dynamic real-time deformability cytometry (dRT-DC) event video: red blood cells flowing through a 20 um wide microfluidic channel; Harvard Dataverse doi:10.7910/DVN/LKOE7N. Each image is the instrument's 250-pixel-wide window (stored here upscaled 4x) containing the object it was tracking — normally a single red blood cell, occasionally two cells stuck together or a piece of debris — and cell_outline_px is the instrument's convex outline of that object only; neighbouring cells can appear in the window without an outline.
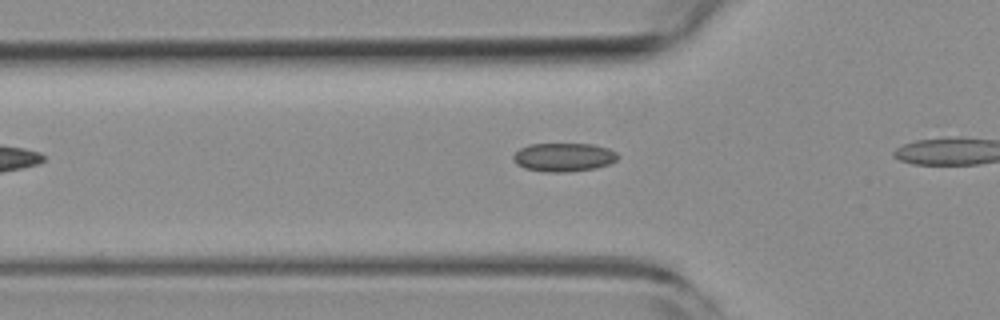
{"species": "common noctule bat (a hibernating species)", "species_latin": "Nyctalus noctula", "temperature_condition": "room temperature", "stored_images_in_passage": 8, "camera_frame_rate_fps": 3000, "um_per_image_px": 0.085, "animal": {"sex": "female", "body_mass_g": 19.3, "forearm_length_mm": 54.1}, "frame": {"image": 1, "passage_image": 3, "time_ms": 0.667, "image_size_px": [1000, 320], "cell_outline_px": [[616, 160], [608, 164], [596, 168], [564, 172], [544, 172], [524, 168], [516, 164], [512, 156], [520, 148], [528, 144], [592, 144], [608, 148], [616, 152]], "centroid_in_image_um": [47.87, 13.36], "position_along_channel_um": 77.9, "area_um2": 17.34}}
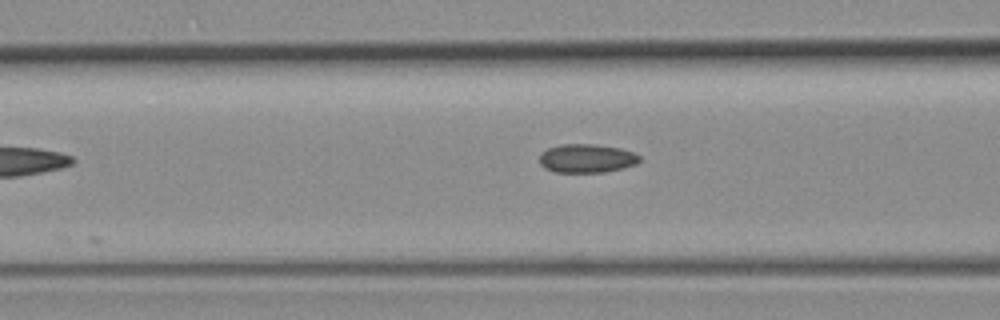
{"frame": {"image": 2, "passage_image": 6, "time_ms": 1.667, "image_size_px": [1000, 320], "cell_outline_px": [[640, 160], [636, 164], [624, 168], [604, 172], [556, 172], [544, 168], [540, 164], [540, 152], [548, 148], [560, 144], [596, 144], [620, 148], [632, 152], [640, 156]], "centroid_in_image_um": [49.86, 13.46], "position_along_channel_um": 116.7, "area_um2": 16.82}}